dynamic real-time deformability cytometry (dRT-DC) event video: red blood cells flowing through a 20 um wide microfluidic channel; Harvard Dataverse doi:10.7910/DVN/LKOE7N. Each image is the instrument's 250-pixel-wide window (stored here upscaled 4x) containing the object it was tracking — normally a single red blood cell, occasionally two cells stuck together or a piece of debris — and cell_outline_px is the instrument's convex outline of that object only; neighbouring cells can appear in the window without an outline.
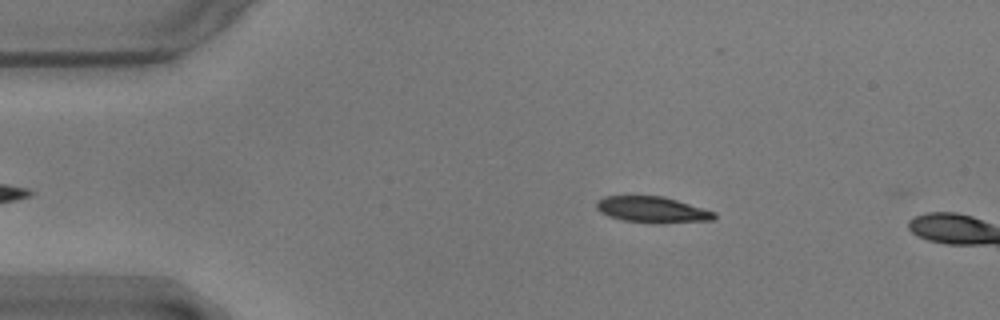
{"species": "common noctule bat (a hibernating species)", "species_latin": "Nyctalus noctula", "temperature_condition": "warm", "stored_images_in_passage": 6, "camera_frame_rate_fps": 3000, "um_per_image_px": 0.085, "animal": {"sex": "male", "body_mass_g": 17.9}, "frame": {"image": 1, "passage_image": 4, "time_ms": 1.0, "image_size_px": [1000, 320], "cell_outline_px": [[716, 216], [712, 220], [660, 224], [624, 220], [608, 216], [600, 212], [596, 208], [596, 200], [604, 196], [664, 196], [716, 212]], "centroid_in_image_um": [55.44, 17.82], "position_along_channel_um": 29.6, "area_um2": 18.03}}